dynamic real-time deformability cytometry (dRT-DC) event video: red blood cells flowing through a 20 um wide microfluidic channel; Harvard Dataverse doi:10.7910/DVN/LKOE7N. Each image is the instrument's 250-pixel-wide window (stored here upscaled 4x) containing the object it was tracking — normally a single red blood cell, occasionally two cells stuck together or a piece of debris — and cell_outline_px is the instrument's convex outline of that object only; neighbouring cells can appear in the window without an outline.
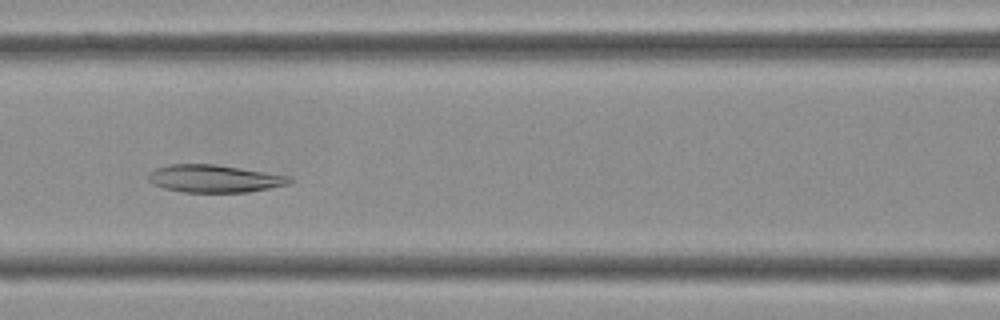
{"species": "Egyptian fruit bat (a non-hibernating species)", "species_latin": "Rousettus aegyptiacus", "temperature_condition": "cold", "stored_images_in_passage": 42, "camera_frame_rate_fps": 3000, "um_per_image_px": 0.085, "frame": {"image": 1, "passage_image": 18, "time_ms": 5.667, "image_size_px": [1000, 320], "cell_outline_px": [[292, 184], [248, 192], [180, 192], [164, 188], [152, 184], [148, 180], [148, 176], [156, 168], [168, 164], [216, 164], [292, 176]], "centroid_in_image_um": [18.25, 15.18], "position_along_channel_um": 148.3, "area_um2": 22.89}}
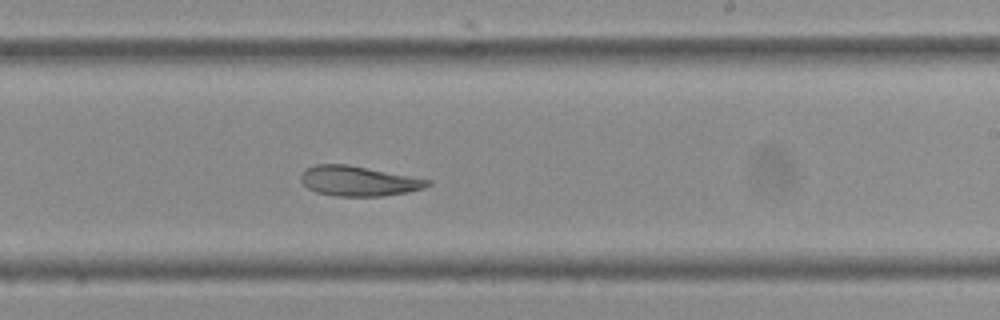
{"frame": {"image": 2, "passage_image": 25, "time_ms": 8.0, "image_size_px": [1000, 320], "cell_outline_px": [[432, 184], [424, 188], [408, 192], [384, 196], [336, 196], [316, 192], [308, 188], [300, 180], [300, 176], [304, 168], [316, 164], [348, 164], [432, 180]], "centroid_in_image_um": [30.47, 15.38], "position_along_channel_um": 258.5, "area_um2": 22.31}}
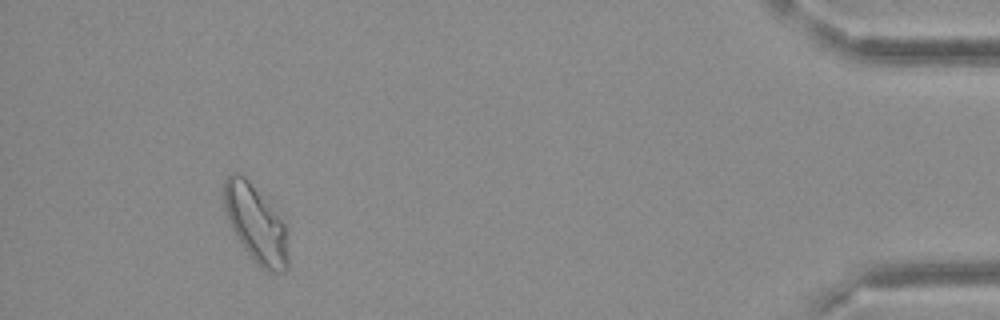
{"frame": {"image": 3, "passage_image": 39, "time_ms": 12.667, "image_size_px": [1000, 320], "cell_outline_px": [[288, 268], [284, 272], [268, 272], [260, 268], [256, 264], [244, 248], [236, 236], [228, 220], [224, 208], [224, 180], [228, 172], [240, 172], [276, 204], [288, 228]], "centroid_in_image_um": [21.8, 18.96], "position_along_channel_um": 413.4, "area_um2": 30.46}}